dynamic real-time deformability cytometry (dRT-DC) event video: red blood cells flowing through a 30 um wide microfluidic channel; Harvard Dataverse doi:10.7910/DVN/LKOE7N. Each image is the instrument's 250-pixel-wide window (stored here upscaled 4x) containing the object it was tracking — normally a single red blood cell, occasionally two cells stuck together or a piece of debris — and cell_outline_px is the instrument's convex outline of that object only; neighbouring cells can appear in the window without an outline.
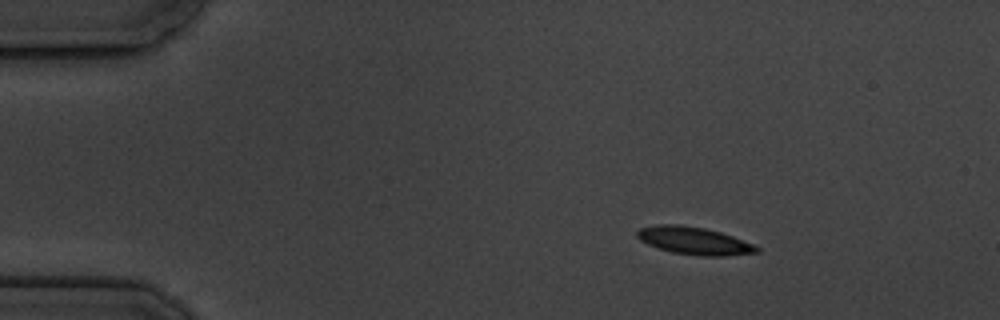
{"species": "common noctule bat (a hibernating species)", "species_latin": "Nyctalus noctula", "temperature_condition": "cold", "stored_images_in_passage": 10, "camera_frame_rate_fps": 3000, "um_per_image_px": 0.085, "animal": {"sex": "male", "body_mass_g": 19.5, "forearm_length_mm": 54.6}, "frame": {"image": 1, "passage_image": 1, "time_ms": 0.0, "image_size_px": [1000, 320], "cell_outline_px": [[760, 252], [724, 256], [700, 256], [672, 252], [648, 244], [640, 240], [636, 236], [636, 232], [640, 228], [656, 224], [680, 224], [704, 228], [720, 232], [732, 236], [752, 244], [760, 248]], "centroid_in_image_um": [58.98, 20.46], "position_along_channel_um": 26.0, "area_um2": 19.13}}
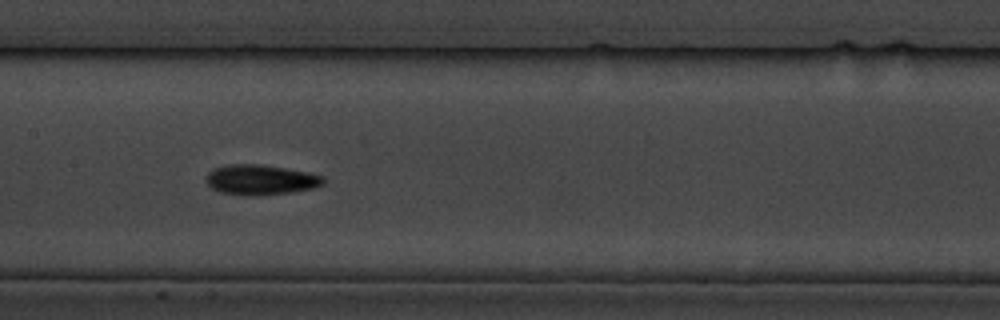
{"frame": {"image": 2, "passage_image": 7, "time_ms": 6.667, "image_size_px": [1000, 320], "cell_outline_px": [[324, 184], [316, 188], [292, 192], [252, 196], [244, 196], [220, 192], [212, 188], [204, 180], [208, 172], [216, 168], [232, 164], [260, 164], [308, 172], [324, 176]], "centroid_in_image_um": [22.17, 15.29], "position_along_channel_um": 185.2, "area_um2": 20.69}}
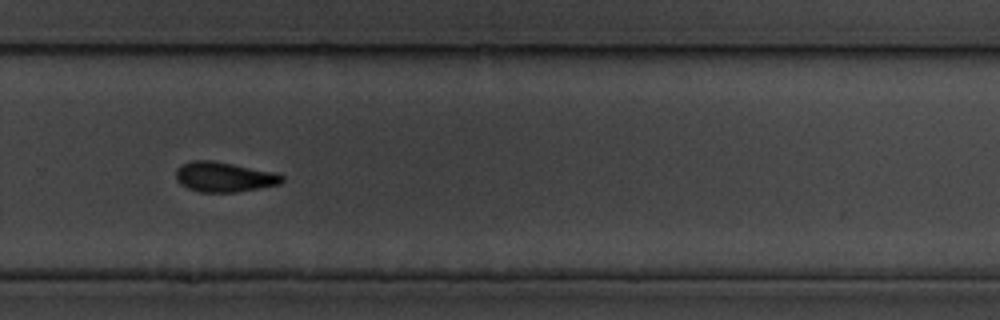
{"frame": {"image": 3, "passage_image": 10, "time_ms": 10.333, "image_size_px": [1000, 320], "cell_outline_px": [[284, 180], [280, 184], [260, 188], [236, 192], [200, 192], [188, 188], [180, 184], [176, 180], [176, 168], [180, 164], [192, 160], [212, 160], [276, 172], [284, 176]], "centroid_in_image_um": [19.04, 15.03], "position_along_channel_um": 310.8, "area_um2": 18.73}}